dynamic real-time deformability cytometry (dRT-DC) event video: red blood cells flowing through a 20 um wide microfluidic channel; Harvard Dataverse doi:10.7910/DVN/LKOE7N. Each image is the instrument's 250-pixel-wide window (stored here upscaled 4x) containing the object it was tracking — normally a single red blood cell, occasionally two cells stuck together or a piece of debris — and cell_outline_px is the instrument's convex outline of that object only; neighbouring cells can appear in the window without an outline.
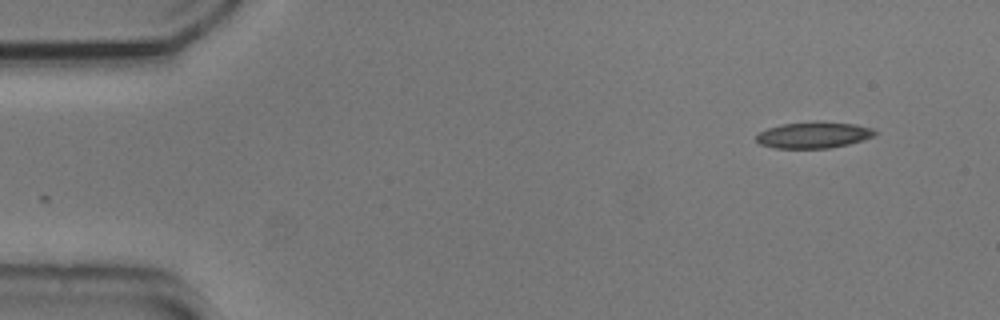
{"species": "common noctule bat (a hibernating species)", "species_latin": "Nyctalus noctula", "temperature_condition": "cold", "stored_images_in_passage": 10, "camera_frame_rate_fps": 3000, "um_per_image_px": 0.085, "animal": {"sex": "male", "body_mass_g": 20.5, "forearm_length_mm": 52.5}, "frame": {"image": 1, "passage_image": 1, "time_ms": 0.0, "image_size_px": [1000, 320], "cell_outline_px": [[880, 132], [876, 136], [864, 140], [848, 144], [828, 148], [776, 148], [760, 144], [756, 140], [756, 136], [760, 132], [768, 128], [780, 124], [816, 120], [856, 124], [872, 128]], "centroid_in_image_um": [69.21, 11.45], "position_along_channel_um": 15.8, "area_um2": 18.55}}